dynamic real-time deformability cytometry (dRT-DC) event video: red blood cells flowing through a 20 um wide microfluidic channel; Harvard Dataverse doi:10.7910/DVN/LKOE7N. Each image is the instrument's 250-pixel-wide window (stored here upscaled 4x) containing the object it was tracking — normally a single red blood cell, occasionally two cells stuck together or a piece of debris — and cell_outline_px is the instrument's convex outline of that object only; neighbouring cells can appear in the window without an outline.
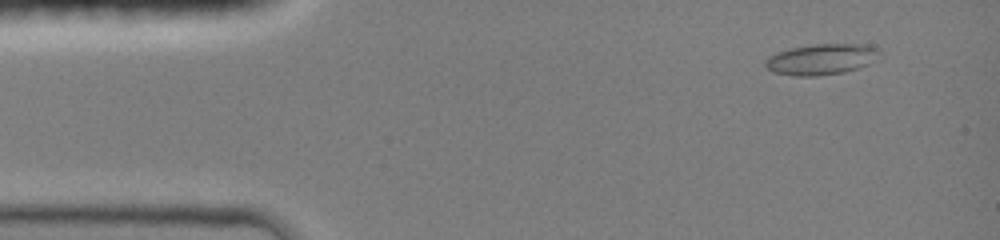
{"species": "common noctule bat (a hibernating species)", "species_latin": "Nyctalus noctula", "temperature_condition": "room temperature", "stored_images_in_passage": 32, "camera_frame_rate_fps": 3000, "um_per_image_px": 0.085, "animal": {"sex": "female", "body_mass_g": 19.0, "forearm_length_mm": 51.5}, "frame": {"image": 1, "passage_image": 5, "time_ms": 1.0, "image_size_px": [1000, 240], "cell_outline_px": [[880, 52], [868, 64], [844, 72], [816, 76], [796, 76], [772, 72], [764, 64], [764, 60], [768, 56], [776, 52], [788, 48], [816, 44], [864, 44], [876, 48]], "centroid_in_image_um": [69.73, 5.03], "position_along_channel_um": 15.3, "area_um2": 20.4}}
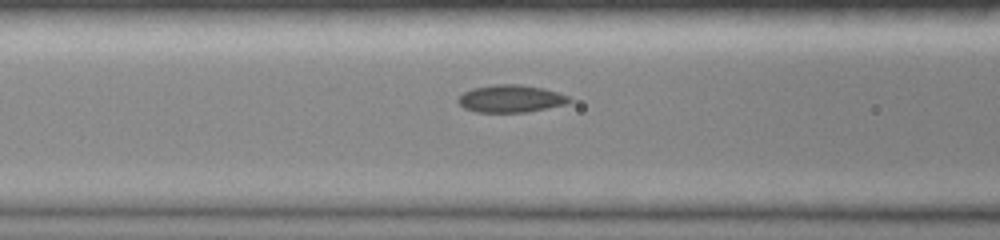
{"frame": {"image": 2, "passage_image": 24, "time_ms": 5.667, "image_size_px": [1000, 240], "cell_outline_px": [[572, 100], [564, 104], [524, 112], [476, 112], [464, 108], [456, 100], [464, 92], [472, 88], [496, 84], [520, 84], [544, 88], [568, 96]], "centroid_in_image_um": [43.37, 8.37], "position_along_channel_um": 123.2, "area_um2": 17.57}}
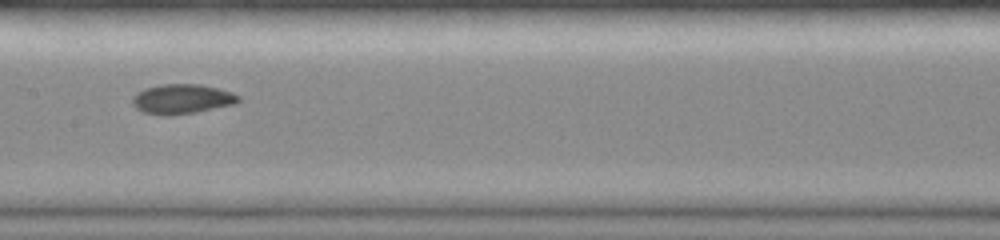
{"frame": {"image": 3, "passage_image": 31, "time_ms": 7.333, "image_size_px": [1000, 240], "cell_outline_px": [[240, 100], [236, 104], [196, 112], [144, 112], [136, 108], [132, 104], [132, 96], [136, 92], [144, 88], [160, 84], [200, 84], [232, 92], [240, 96]], "centroid_in_image_um": [15.5, 8.36], "position_along_channel_um": 191.9, "area_um2": 17.74}}